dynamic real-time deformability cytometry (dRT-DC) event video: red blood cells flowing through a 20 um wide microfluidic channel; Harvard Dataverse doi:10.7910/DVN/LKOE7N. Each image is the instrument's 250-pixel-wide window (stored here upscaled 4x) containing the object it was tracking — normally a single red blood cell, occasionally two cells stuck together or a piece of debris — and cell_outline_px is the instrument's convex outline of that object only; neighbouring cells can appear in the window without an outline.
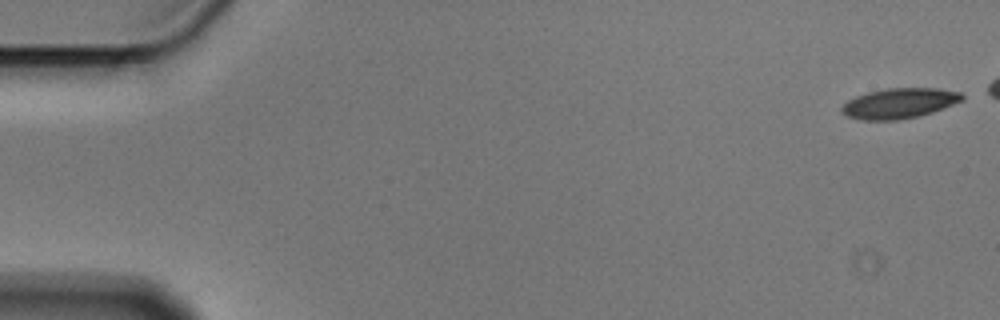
{"species": "Egyptian fruit bat (a non-hibernating species)", "species_latin": "Rousettus aegyptiacus", "temperature_condition": "cold", "stored_images_in_passage": 6, "camera_frame_rate_fps": 3000, "um_per_image_px": 0.085, "animal": {"sex": "male"}, "frame": {"image": 1, "passage_image": 1, "time_ms": 0.0, "image_size_px": [1000, 320], "cell_outline_px": [[964, 100], [932, 112], [920, 116], [900, 120], [860, 120], [848, 116], [840, 112], [840, 108], [848, 100], [856, 96], [868, 92], [888, 88], [940, 88], [960, 92], [964, 96]], "centroid_in_image_um": [76.44, 8.78], "position_along_channel_um": 8.6, "area_um2": 21.33}}
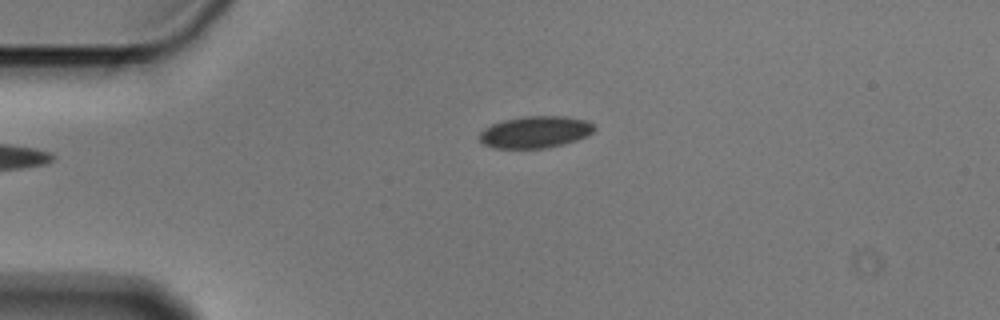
{"frame": {"image": 2, "passage_image": 6, "time_ms": 1.667, "image_size_px": [1000, 320], "cell_outline_px": [[596, 128], [588, 136], [564, 144], [548, 148], [492, 148], [484, 144], [480, 140], [480, 132], [484, 128], [492, 124], [504, 120], [524, 116], [564, 116], [588, 120]], "centroid_in_image_um": [45.52, 11.22], "position_along_channel_um": 39.5, "area_um2": 21.39}}